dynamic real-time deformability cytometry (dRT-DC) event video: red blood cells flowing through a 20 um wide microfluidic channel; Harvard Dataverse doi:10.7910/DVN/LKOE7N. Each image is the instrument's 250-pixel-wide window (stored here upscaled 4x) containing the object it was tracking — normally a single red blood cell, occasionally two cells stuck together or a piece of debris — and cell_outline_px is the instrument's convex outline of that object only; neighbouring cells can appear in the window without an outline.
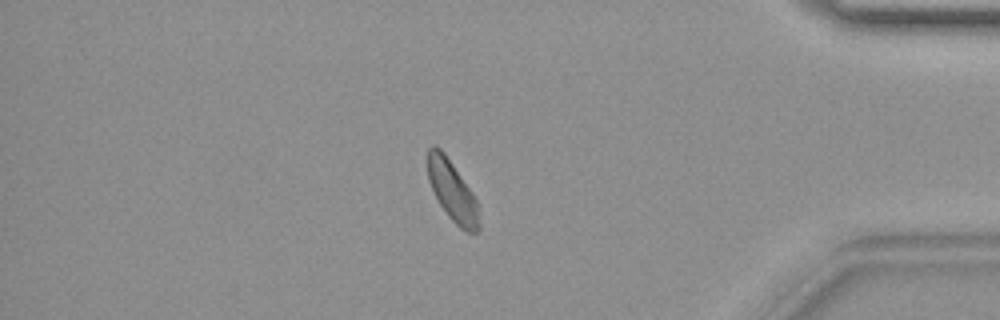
{"species": "common noctule bat (a hibernating species)", "species_latin": "Nyctalus noctula", "temperature_condition": "warm", "stored_images_in_passage": 43, "camera_frame_rate_fps": 3000, "um_per_image_px": 0.085, "animal": {"sex": "female", "body_mass_g": 19.9}, "frame": {"image": 1, "passage_image": 37, "time_ms": 12.0, "image_size_px": [1000, 320], "cell_outline_px": [[480, 232], [468, 232], [460, 228], [448, 216], [440, 204], [428, 180], [428, 148], [432, 144], [436, 144], [444, 152], [472, 192], [476, 200], [480, 224]], "centroid_in_image_um": [38.45, 16.23], "position_along_channel_um": 396.8, "area_um2": 17.92}}